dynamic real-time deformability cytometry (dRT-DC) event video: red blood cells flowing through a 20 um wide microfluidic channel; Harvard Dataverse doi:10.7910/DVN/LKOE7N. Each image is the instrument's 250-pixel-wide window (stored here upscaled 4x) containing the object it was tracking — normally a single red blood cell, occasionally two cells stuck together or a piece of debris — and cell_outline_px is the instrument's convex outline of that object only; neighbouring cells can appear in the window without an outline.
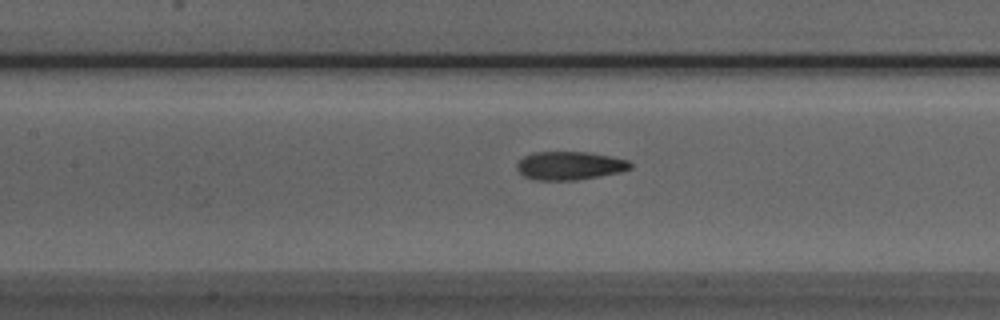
{"species": "Egyptian fruit bat (a non-hibernating species)", "species_latin": "Rousettus aegyptiacus", "temperature_condition": "room temperature", "stored_images_in_passage": 38, "camera_frame_rate_fps": 3000, "um_per_image_px": 0.085, "animal": {"sex": "male"}, "frame": {"image": 1, "passage_image": 10, "time_ms": 3.0, "image_size_px": [1000, 320], "cell_outline_px": [[632, 168], [620, 172], [600, 176], [576, 180], [532, 180], [524, 176], [516, 168], [516, 164], [524, 156], [532, 152], [588, 152], [628, 160], [632, 164]], "centroid_in_image_um": [48.4, 14.08], "position_along_channel_um": 159.0, "area_um2": 18.79}}
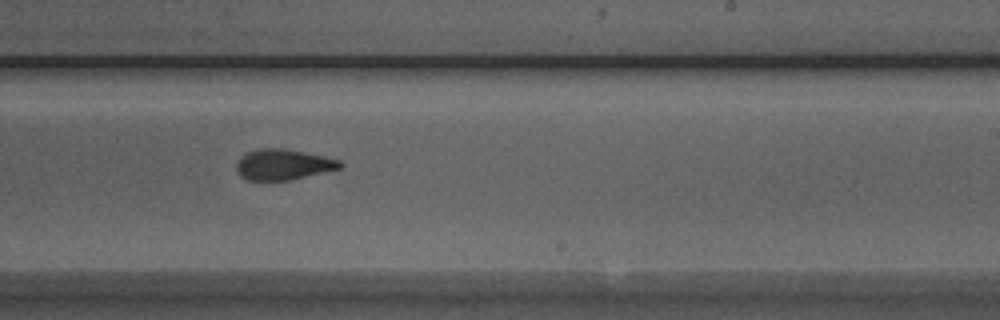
{"frame": {"image": 2, "passage_image": 18, "time_ms": 5.667, "image_size_px": [1000, 320], "cell_outline_px": [[344, 164], [340, 168], [288, 180], [244, 180], [236, 172], [236, 164], [240, 156], [256, 148], [284, 148], [324, 156], [340, 160]], "centroid_in_image_um": [24.02, 13.97], "position_along_channel_um": 265.0, "area_um2": 18.55}}
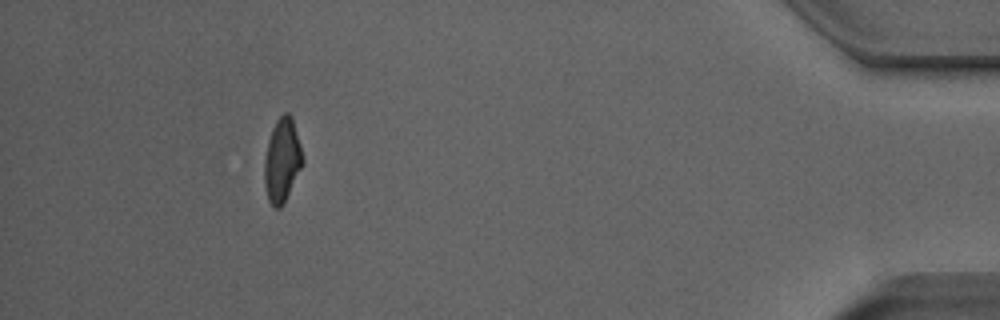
{"frame": {"image": 3, "passage_image": 34, "time_ms": 11.0, "image_size_px": [1000, 320], "cell_outline_px": [[304, 164], [284, 204], [280, 208], [272, 208], [268, 200], [264, 184], [264, 160], [268, 140], [272, 128], [276, 120], [284, 112], [288, 112], [292, 116], [300, 144], [304, 160]], "centroid_in_image_um": [23.98, 13.65], "position_along_channel_um": 411.2, "area_um2": 19.07}, "authors_computed_cell_mechanics": {"area_um2": 18.9584, "velocity_mm_per_s": 3.9842, "shape_relaxation_time_tau1_ms": 7.6103, "shape_relaxation_time_tau2_ms": 1.8805, "deformation_change_tau1": 0.2194, "deformation_change_tau2": 0.0975}}